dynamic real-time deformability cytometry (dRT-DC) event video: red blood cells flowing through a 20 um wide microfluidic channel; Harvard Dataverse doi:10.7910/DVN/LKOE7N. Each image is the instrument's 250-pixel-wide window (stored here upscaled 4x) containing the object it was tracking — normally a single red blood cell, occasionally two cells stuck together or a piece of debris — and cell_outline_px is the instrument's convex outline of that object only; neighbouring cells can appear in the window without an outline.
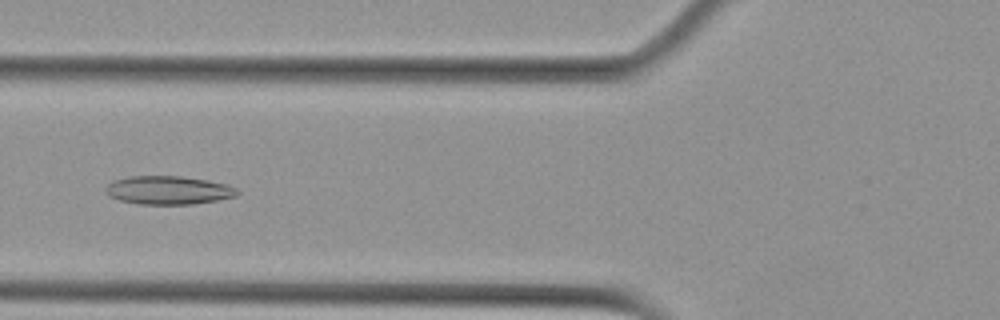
{"species": "Egyptian fruit bat (a non-hibernating species)", "species_latin": "Rousettus aegyptiacus", "temperature_condition": "cold", "stored_images_in_passage": 12, "camera_frame_rate_fps": 3000, "um_per_image_px": 0.085, "animal": {"sex": "female"}, "frame": {"image": 1, "passage_image": 7, "time_ms": 8.0, "image_size_px": [1000, 320], "cell_outline_px": [[240, 192], [236, 196], [216, 200], [192, 204], [140, 204], [120, 200], [108, 196], [104, 192], [104, 188], [112, 180], [132, 176], [180, 176], [208, 180], [228, 184], [236, 188]], "centroid_in_image_um": [14.29, 16.16], "position_along_channel_um": 111.5, "area_um2": 21.91}}
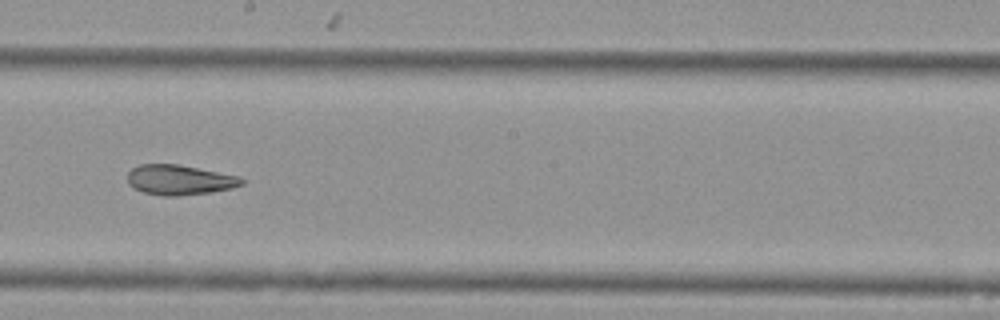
{"frame": {"image": 2, "passage_image": 10, "time_ms": 11.333, "image_size_px": [1000, 320], "cell_outline_px": [[244, 184], [232, 188], [212, 192], [176, 196], [164, 196], [144, 192], [128, 184], [128, 172], [132, 168], [140, 164], [176, 164], [240, 176], [244, 180]], "centroid_in_image_um": [15.28, 15.29], "position_along_channel_um": 232.9, "area_um2": 19.88}}
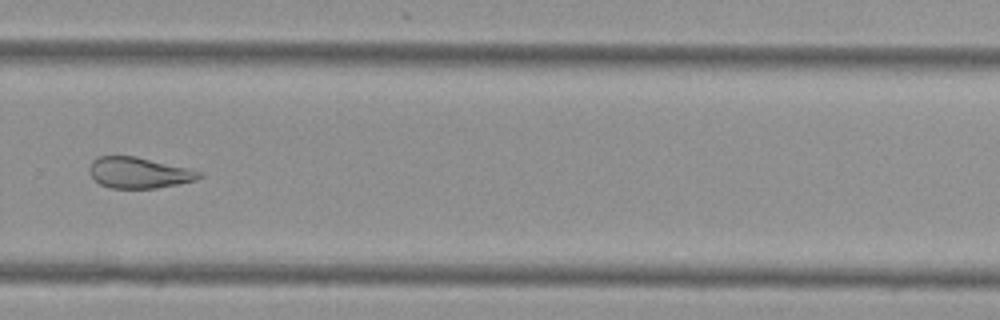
{"frame": {"image": 3, "passage_image": 12, "time_ms": 13.667, "image_size_px": [1000, 320], "cell_outline_px": [[204, 176], [196, 180], [156, 188], [112, 188], [100, 184], [88, 172], [88, 168], [92, 160], [100, 156], [136, 156], [192, 168], [204, 172]], "centroid_in_image_um": [11.85, 14.67], "position_along_channel_um": 317.9, "area_um2": 20.06}}